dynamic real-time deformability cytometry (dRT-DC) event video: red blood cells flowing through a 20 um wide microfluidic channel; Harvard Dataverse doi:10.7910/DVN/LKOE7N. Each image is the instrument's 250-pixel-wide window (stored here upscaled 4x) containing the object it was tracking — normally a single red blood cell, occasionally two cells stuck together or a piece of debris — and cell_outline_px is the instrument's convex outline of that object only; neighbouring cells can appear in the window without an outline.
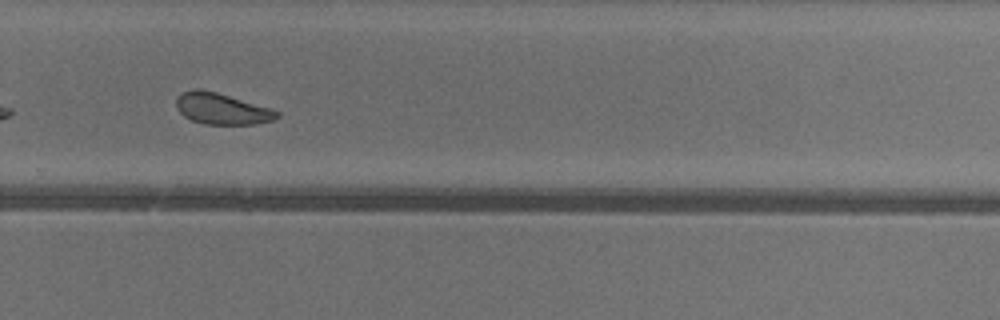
{"species": "common noctule bat (a hibernating species)", "species_latin": "Nyctalus noctula", "temperature_condition": "warm", "stored_images_in_passage": 26, "camera_frame_rate_fps": 3000, "um_per_image_px": 0.085, "animal": {"sex": "female"}, "frame": {"image": 1, "passage_image": 19, "time_ms": 6.0, "image_size_px": [1000, 320], "cell_outline_px": [[280, 116], [272, 120], [256, 124], [204, 124], [192, 120], [184, 116], [176, 108], [176, 96], [184, 92], [196, 88], [200, 88], [216, 92], [272, 108], [280, 112]], "centroid_in_image_um": [18.85, 9.24], "position_along_channel_um": 310.9, "area_um2": 18.38}}
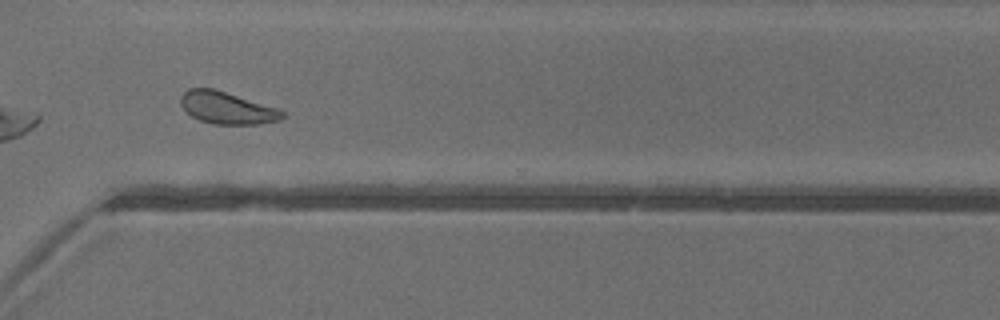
{"frame": {"image": 2, "passage_image": 22, "time_ms": 7.0, "image_size_px": [1000, 320], "cell_outline_px": [[288, 116], [280, 120], [260, 124], [216, 124], [200, 120], [192, 116], [180, 104], [180, 96], [188, 88], [212, 88], [276, 108], [284, 112]], "centroid_in_image_um": [19.3, 9.18], "position_along_channel_um": 351.3, "area_um2": 18.79}, "authors_computed_cell_mechanics": {"area_um2": 18.785, "velocity_mm_per_s": 4.0217, "shape_relaxation_time_tau1_ms": 2.4082, "shape_relaxation_time_tau2_ms": 3.3341, "deformation_change_tau1": 0.0631, "deformation_change_tau2": 0.0767}}